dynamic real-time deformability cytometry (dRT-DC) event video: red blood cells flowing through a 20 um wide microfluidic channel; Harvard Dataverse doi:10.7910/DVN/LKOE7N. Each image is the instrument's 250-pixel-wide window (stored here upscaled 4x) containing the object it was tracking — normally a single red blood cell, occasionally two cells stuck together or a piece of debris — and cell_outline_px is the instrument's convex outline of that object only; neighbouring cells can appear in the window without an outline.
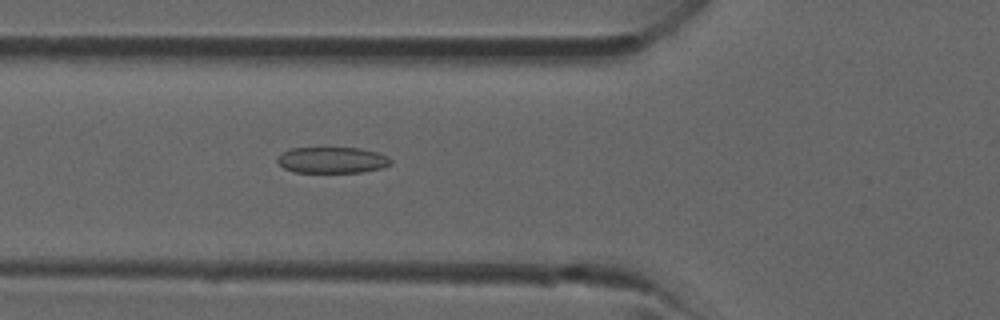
{"species": "common noctule bat (a hibernating species)", "species_latin": "Nyctalus noctula", "temperature_condition": "room temperature", "stored_images_in_passage": 41, "camera_frame_rate_fps": 3000, "um_per_image_px": 0.085, "animal": {"sex": "male", "forearm_length_mm": 52.5}, "frame": {"image": 1, "passage_image": 15, "time_ms": 4.667, "image_size_px": [1000, 320], "cell_outline_px": [[392, 164], [380, 168], [360, 172], [292, 172], [284, 168], [276, 160], [284, 152], [292, 148], [360, 148], [376, 152], [388, 156], [392, 160]], "centroid_in_image_um": [28.25, 13.61], "position_along_channel_um": 97.5, "area_um2": 17.11}}
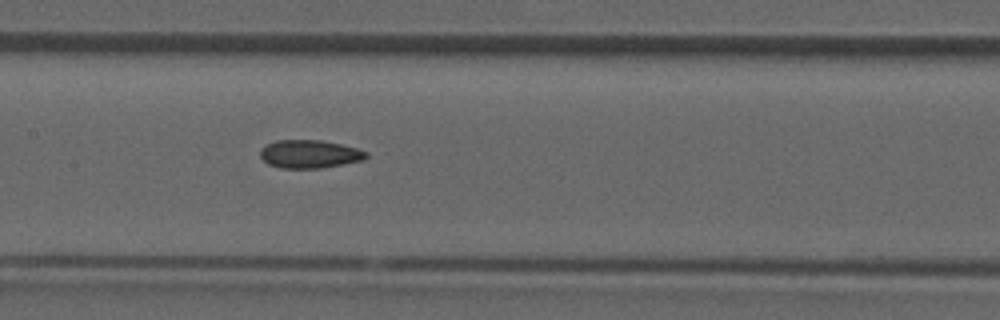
{"frame": {"image": 2, "passage_image": 20, "time_ms": 6.333, "image_size_px": [1000, 320], "cell_outline_px": [[368, 156], [364, 160], [320, 168], [280, 168], [268, 164], [260, 156], [260, 152], [268, 144], [276, 140], [320, 140], [340, 144], [356, 148], [368, 152]], "centroid_in_image_um": [26.33, 13.1], "position_along_channel_um": 181.1, "area_um2": 17.22}}
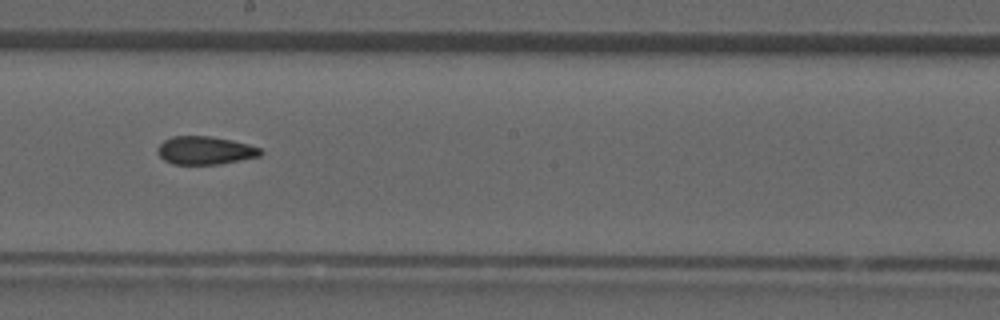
{"frame": {"image": 3, "passage_image": 23, "time_ms": 7.333, "image_size_px": [1000, 320], "cell_outline_px": [[264, 152], [260, 156], [220, 164], [172, 164], [164, 160], [156, 152], [156, 148], [164, 140], [172, 136], [208, 136], [232, 140], [248, 144], [260, 148]], "centroid_in_image_um": [17.42, 12.78], "position_along_channel_um": 230.8, "area_um2": 16.94}}